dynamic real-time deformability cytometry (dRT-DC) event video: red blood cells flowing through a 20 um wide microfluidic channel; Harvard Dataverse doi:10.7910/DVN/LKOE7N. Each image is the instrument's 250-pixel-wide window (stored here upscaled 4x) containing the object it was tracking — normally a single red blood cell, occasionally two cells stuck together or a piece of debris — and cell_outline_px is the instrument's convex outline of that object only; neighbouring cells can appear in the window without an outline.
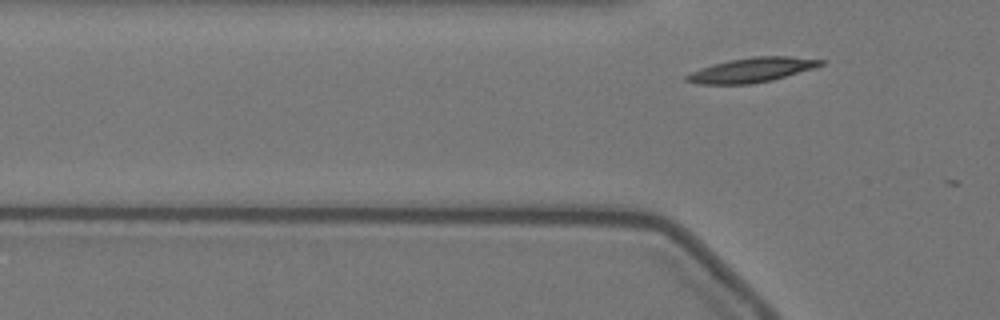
{"species": "Egyptian fruit bat (a non-hibernating species)", "species_latin": "Rousettus aegyptiacus", "temperature_condition": "warm", "stored_images_in_passage": 2, "camera_frame_rate_fps": 3000, "um_per_image_px": 0.085, "animal": {"sex": "female"}, "frame": {"image": 1, "passage_image": 2, "time_ms": 0.333, "image_size_px": [1000, 320], "cell_outline_px": [[828, 60], [824, 64], [812, 68], [772, 80], [752, 84], [700, 84], [684, 80], [684, 76], [700, 68], [712, 64], [728, 60], [752, 56], [788, 56]], "centroid_in_image_um": [63.89, 5.94], "position_along_channel_um": 61.9, "area_um2": 19.19}}